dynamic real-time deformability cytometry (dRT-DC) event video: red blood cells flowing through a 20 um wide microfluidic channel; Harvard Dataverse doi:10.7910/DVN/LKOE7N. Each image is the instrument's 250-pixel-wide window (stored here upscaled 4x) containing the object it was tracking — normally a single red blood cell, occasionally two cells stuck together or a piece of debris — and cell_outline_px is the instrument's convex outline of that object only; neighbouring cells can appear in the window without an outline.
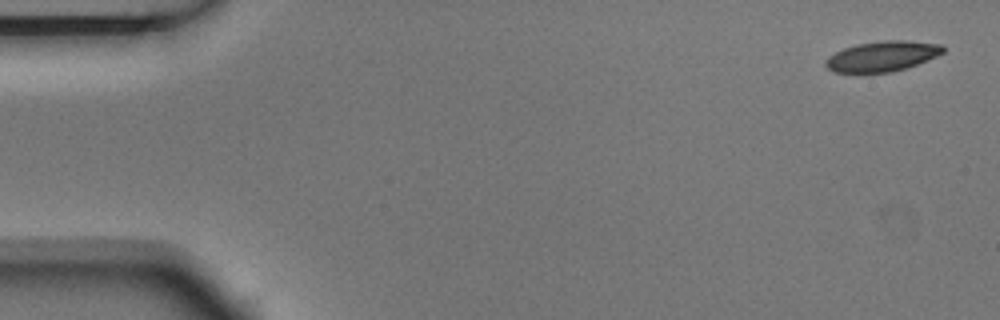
{"species": "Egyptian fruit bat (a non-hibernating species)", "species_latin": "Rousettus aegyptiacus", "temperature_condition": "room temperature", "stored_images_in_passage": 4, "camera_frame_rate_fps": 3000, "um_per_image_px": 0.085, "animal": {"sex": "male"}, "frame": {"image": 1, "passage_image": 1, "time_ms": 0.0, "image_size_px": [1000, 320], "cell_outline_px": [[944, 52], [936, 56], [908, 68], [892, 72], [832, 72], [824, 64], [828, 56], [844, 48], [856, 44], [884, 40], [904, 40], [940, 44], [944, 48]], "centroid_in_image_um": [74.98, 4.78], "position_along_channel_um": 10.0, "area_um2": 20.63}}